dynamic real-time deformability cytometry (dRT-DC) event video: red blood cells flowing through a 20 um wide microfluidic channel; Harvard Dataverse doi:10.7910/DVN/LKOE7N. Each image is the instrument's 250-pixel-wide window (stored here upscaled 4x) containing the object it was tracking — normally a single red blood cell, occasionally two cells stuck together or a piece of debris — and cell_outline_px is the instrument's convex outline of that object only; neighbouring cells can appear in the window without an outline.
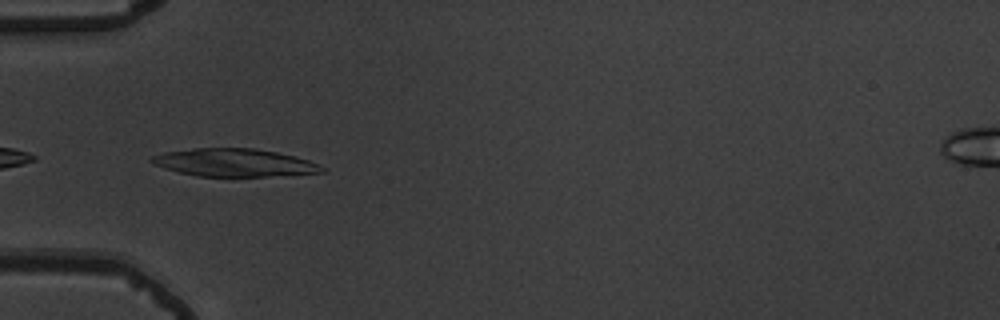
{"species": "common noctule bat (a hibernating species)", "species_latin": "Nyctalus noctula", "temperature_condition": "warm", "stored_images_in_passage": 42, "camera_frame_rate_fps": 3000, "um_per_image_px": 0.085, "animal": {"sex": "male", "body_mass_g": 19.5, "forearm_length_mm": 54.6}, "frame": {"image": 1, "passage_image": 19, "time_ms": 6.0, "image_size_px": [1000, 320], "cell_outline_px": [[324, 172], [268, 176], [196, 176], [164, 168], [152, 164], [148, 160], [152, 156], [164, 152], [192, 148], [252, 148], [276, 152], [296, 156], [308, 160], [324, 168]], "centroid_in_image_um": [19.85, 13.81], "position_along_channel_um": 65.1, "area_um2": 27.46}}
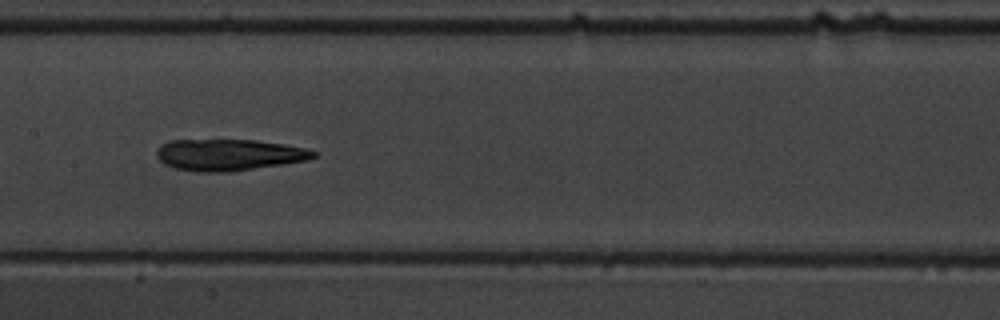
{"frame": {"image": 2, "passage_image": 29, "time_ms": 9.333, "image_size_px": [1000, 320], "cell_outline_px": [[316, 156], [308, 160], [228, 172], [196, 172], [176, 168], [164, 164], [156, 156], [156, 152], [160, 144], [168, 140], [256, 140], [284, 144], [304, 148], [316, 152]], "centroid_in_image_um": [19.41, 13.15], "position_along_channel_um": 188.0, "area_um2": 28.73}}
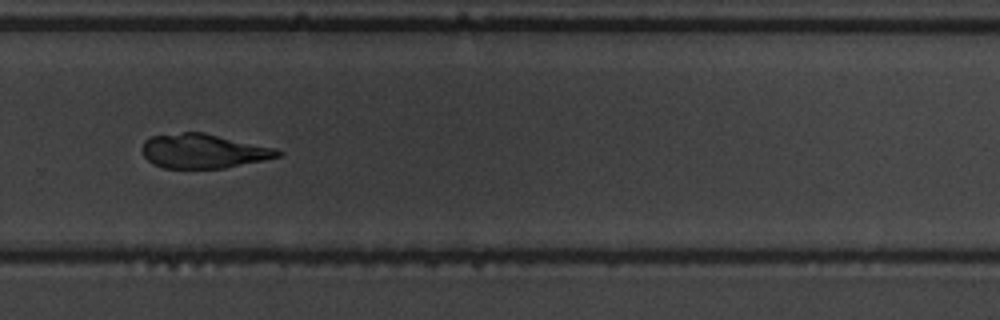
{"frame": {"image": 3, "passage_image": 39, "time_ms": 12.667, "image_size_px": [1000, 320], "cell_outline_px": [[284, 152], [280, 156], [264, 160], [224, 168], [164, 168], [148, 160], [144, 156], [140, 148], [144, 140], [152, 136], [184, 132], [204, 132], [276, 148]], "centroid_in_image_um": [17.29, 12.83], "position_along_channel_um": 312.5, "area_um2": 27.17}}